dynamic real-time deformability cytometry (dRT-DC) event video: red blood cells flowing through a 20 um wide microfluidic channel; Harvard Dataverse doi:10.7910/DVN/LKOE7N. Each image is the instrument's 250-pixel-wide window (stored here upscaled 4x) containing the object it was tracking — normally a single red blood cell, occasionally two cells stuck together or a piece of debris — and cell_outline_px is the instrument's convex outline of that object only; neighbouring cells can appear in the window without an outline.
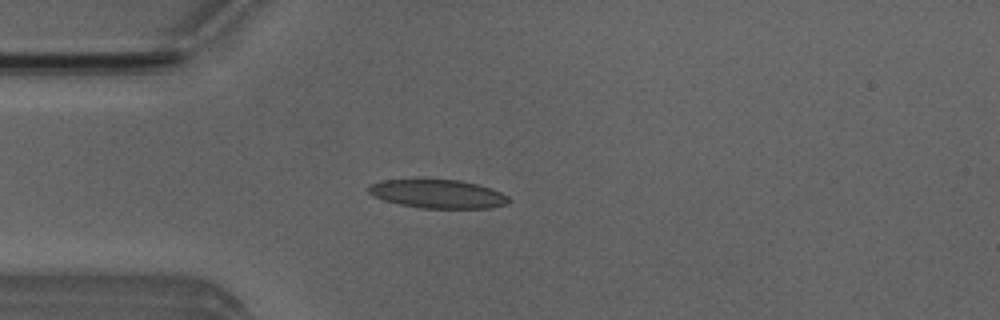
{"species": "Egyptian fruit bat (a non-hibernating species)", "species_latin": "Rousettus aegyptiacus", "temperature_condition": "room temperature", "stored_images_in_passage": 51, "camera_frame_rate_fps": 3000, "um_per_image_px": 0.085, "animal": {"sex": "male"}, "frame": {"image": 1, "passage_image": 13, "time_ms": 4.0, "image_size_px": [1000, 320], "cell_outline_px": [[512, 200], [508, 204], [492, 208], [420, 208], [400, 204], [384, 200], [368, 192], [368, 188], [372, 184], [380, 180], [460, 180], [492, 188], [508, 196]], "centroid_in_image_um": [37.28, 16.49], "position_along_channel_um": 47.7, "area_um2": 23.24}}
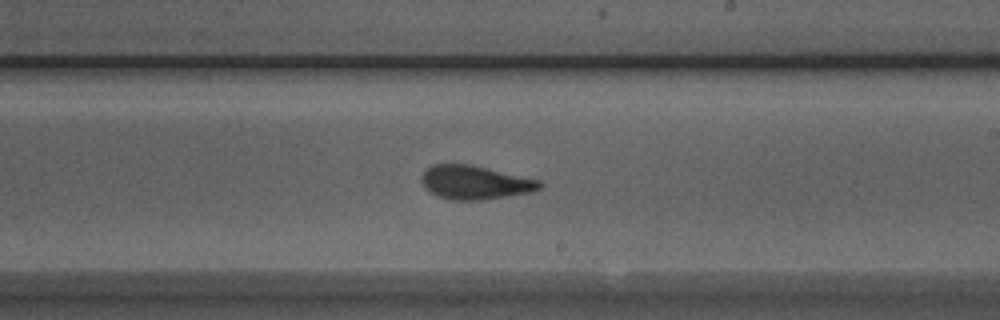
{"frame": {"image": 2, "passage_image": 29, "time_ms": 9.333, "image_size_px": [1000, 320], "cell_outline_px": [[544, 184], [540, 188], [532, 192], [480, 200], [452, 200], [440, 196], [424, 188], [420, 180], [424, 172], [428, 168], [436, 164], [472, 164], [540, 180]], "centroid_in_image_um": [40.39, 15.5], "position_along_channel_um": 248.6, "area_um2": 23.12}}
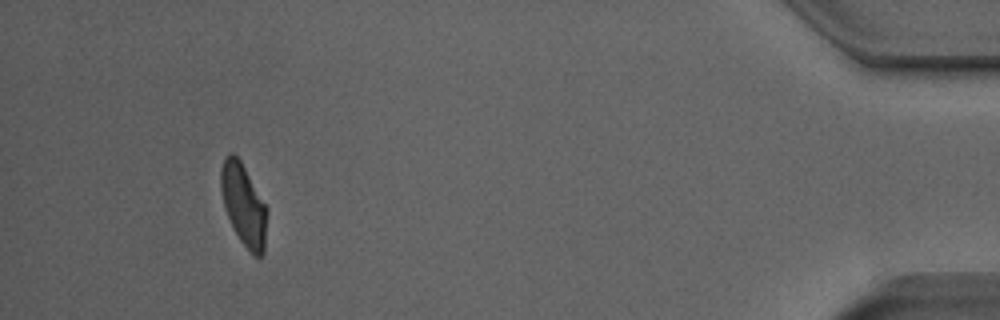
{"frame": {"image": 3, "passage_image": 47, "time_ms": 15.333, "image_size_px": [1000, 320], "cell_outline_px": [[268, 208], [264, 252], [260, 256], [252, 256], [240, 240], [228, 216], [224, 204], [220, 188], [220, 168], [224, 156], [228, 152], [232, 152], [240, 160]], "centroid_in_image_um": [20.71, 17.39], "position_along_channel_um": 414.5, "area_um2": 22.02}, "authors_computed_cell_mechanics": {"area_um2": 22.8888, "velocity_mm_per_s": 3.9828, "shape_relaxation_time_tau1_ms": 3.5535, "shape_relaxation_time_tau2_ms": 1.4682, "deformation_change_tau1": 0.1375, "deformation_change_tau2": 0.0874}}